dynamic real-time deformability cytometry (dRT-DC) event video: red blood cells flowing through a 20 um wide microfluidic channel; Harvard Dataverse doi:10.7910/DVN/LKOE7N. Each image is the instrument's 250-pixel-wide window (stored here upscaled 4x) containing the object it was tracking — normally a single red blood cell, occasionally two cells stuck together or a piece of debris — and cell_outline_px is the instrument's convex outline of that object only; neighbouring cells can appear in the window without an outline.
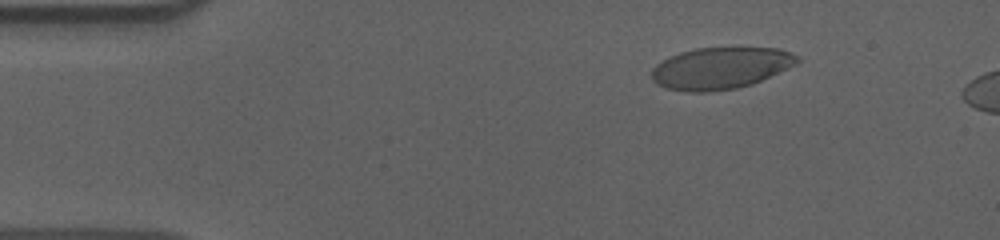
{"species": "human", "species_latin": "Homo sapiens", "temperature_condition": "cold", "stored_images_in_passage": 13, "camera_frame_rate_fps": 3000, "um_per_image_px": 0.085, "donor": {"sex": "male"}, "frame": {"image": 1, "passage_image": 8, "time_ms": 2.333, "image_size_px": [1000, 240], "cell_outline_px": [[800, 60], [796, 64], [788, 68], [752, 84], [736, 88], [708, 92], [688, 92], [664, 88], [656, 84], [652, 80], [652, 68], [656, 64], [680, 52], [696, 48], [776, 48], [792, 52], [800, 56]], "centroid_in_image_um": [61.24, 5.8], "position_along_channel_um": 23.8, "area_um2": 35.37}}